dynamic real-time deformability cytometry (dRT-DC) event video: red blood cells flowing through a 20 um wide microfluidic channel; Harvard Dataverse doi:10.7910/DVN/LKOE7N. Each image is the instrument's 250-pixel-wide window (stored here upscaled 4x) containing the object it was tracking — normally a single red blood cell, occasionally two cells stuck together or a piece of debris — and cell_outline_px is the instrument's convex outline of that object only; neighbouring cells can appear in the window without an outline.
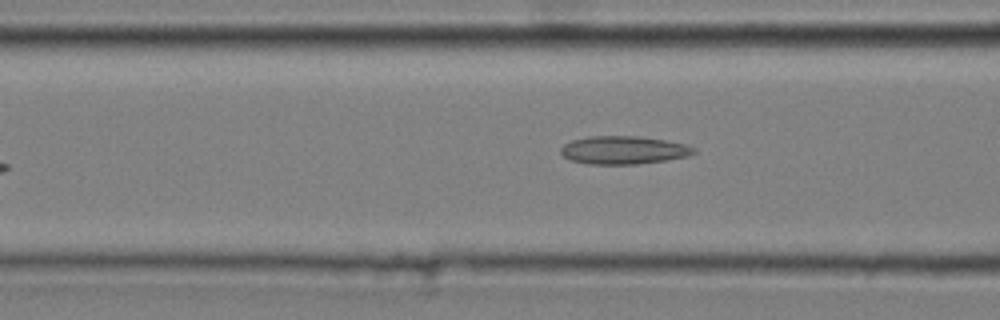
{"species": "common noctule bat (a hibernating species)", "species_latin": "Nyctalus noctula", "temperature_condition": "cold", "stored_images_in_passage": 38, "camera_frame_rate_fps": 3000, "um_per_image_px": 0.085, "animal": {"sex": "male", "body_mass_g": 20.4}, "frame": {"image": 1, "passage_image": 14, "time_ms": 4.333, "image_size_px": [1000, 320], "cell_outline_px": [[696, 152], [688, 156], [664, 160], [636, 164], [588, 164], [568, 160], [560, 152], [560, 148], [564, 144], [572, 140], [588, 136], [640, 136], [688, 144], [696, 148]], "centroid_in_image_um": [52.99, 12.75], "position_along_channel_um": 113.6, "area_um2": 21.91}}
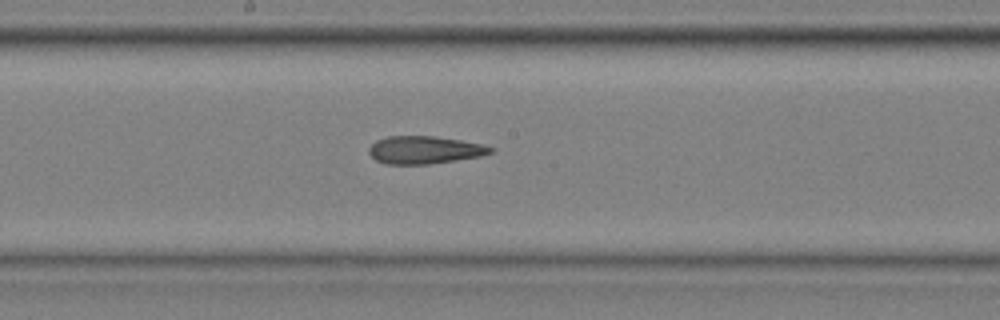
{"frame": {"image": 2, "passage_image": 22, "time_ms": 7.0, "image_size_px": [1000, 320], "cell_outline_px": [[496, 148], [492, 152], [480, 156], [456, 160], [428, 164], [384, 164], [376, 160], [368, 152], [368, 148], [376, 140], [388, 136], [432, 136], [460, 140], [484, 144]], "centroid_in_image_um": [36.08, 12.74], "position_along_channel_um": 212.1, "area_um2": 19.65}}
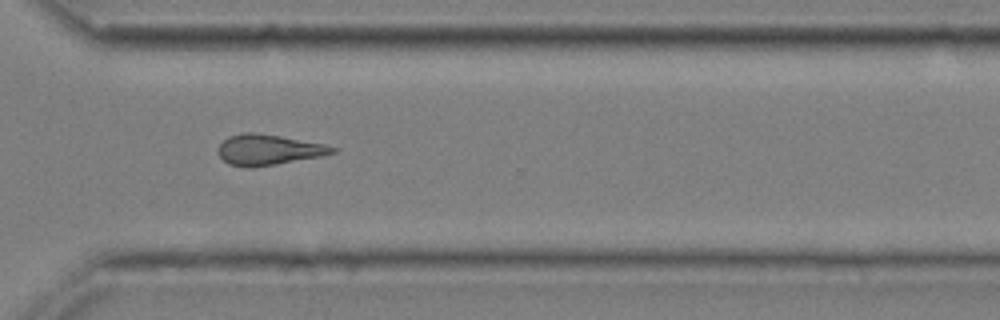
{"frame": {"image": 3, "passage_image": 33, "time_ms": 10.667, "image_size_px": [1000, 320], "cell_outline_px": [[336, 152], [320, 156], [276, 164], [252, 168], [248, 168], [228, 164], [220, 156], [220, 144], [228, 136], [244, 132], [252, 132], [280, 136], [324, 144], [336, 148]], "centroid_in_image_um": [22.8, 12.73], "position_along_channel_um": 347.8, "area_um2": 20.06}}